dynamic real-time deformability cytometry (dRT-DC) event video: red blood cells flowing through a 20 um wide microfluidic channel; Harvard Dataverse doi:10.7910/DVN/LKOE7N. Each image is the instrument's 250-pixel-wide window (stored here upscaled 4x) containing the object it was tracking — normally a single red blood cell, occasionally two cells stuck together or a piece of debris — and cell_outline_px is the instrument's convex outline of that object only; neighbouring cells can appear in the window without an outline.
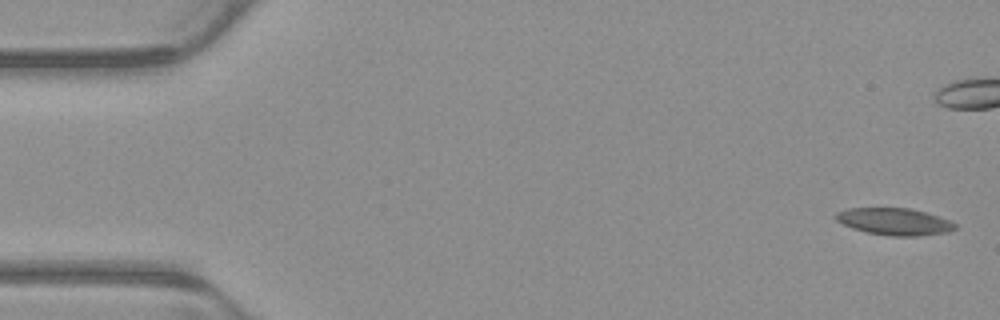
{"species": "common noctule bat (a hibernating species)", "species_latin": "Nyctalus noctula", "temperature_condition": "warm", "stored_images_in_passage": 5, "camera_frame_rate_fps": 3000, "um_per_image_px": 0.085, "animal": {"sex": "male", "body_mass_g": 23.1, "forearm_length_mm": 52.7}, "frame": {"image": 1, "passage_image": 1, "time_ms": 0.0, "image_size_px": [1000, 320], "cell_outline_px": [[956, 228], [948, 232], [920, 236], [892, 236], [868, 232], [852, 228], [836, 220], [836, 212], [848, 208], [908, 208], [940, 216], [956, 224]], "centroid_in_image_um": [76.04, 18.83], "position_along_channel_um": 9.0, "area_um2": 18.61}}